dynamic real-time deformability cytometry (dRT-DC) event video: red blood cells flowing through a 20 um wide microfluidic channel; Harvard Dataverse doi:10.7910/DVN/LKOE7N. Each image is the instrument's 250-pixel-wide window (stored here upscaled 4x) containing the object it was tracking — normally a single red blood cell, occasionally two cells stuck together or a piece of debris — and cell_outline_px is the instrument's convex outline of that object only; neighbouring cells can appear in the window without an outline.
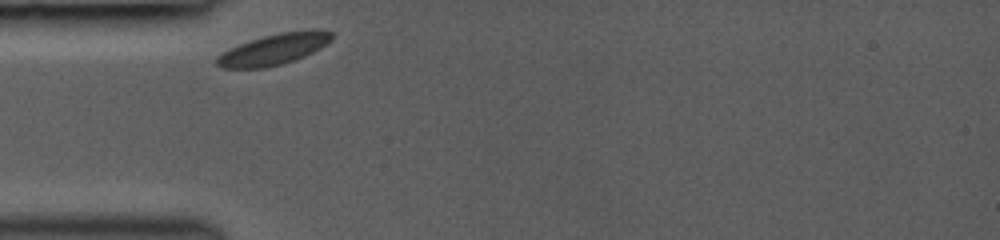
{"species": "common noctule bat (a hibernating species)", "species_latin": "Nyctalus noctula", "temperature_condition": "room temperature", "stored_images_in_passage": 28, "camera_frame_rate_fps": 3000, "um_per_image_px": 0.085, "animal": {"sex": "female", "body_mass_g": 19.0, "forearm_length_mm": 53.3}, "frame": {"image": 1, "passage_image": 1, "time_ms": 0.0, "image_size_px": [1000, 240], "cell_outline_px": [[332, 40], [320, 48], [304, 56], [280, 64], [264, 68], [220, 68], [216, 64], [216, 56], [240, 44], [264, 36], [280, 32], [312, 28], [320, 28], [332, 32]], "centroid_in_image_um": [23.32, 4.16], "position_along_channel_um": 61.7, "area_um2": 20.69}}
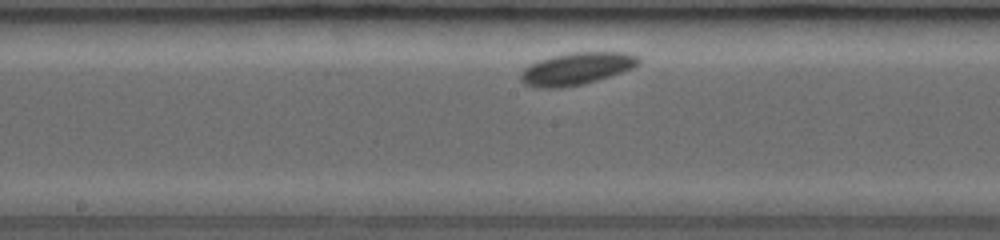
{"frame": {"image": 2, "passage_image": 12, "time_ms": 3.667, "image_size_px": [1000, 240], "cell_outline_px": [[640, 64], [632, 68], [584, 84], [560, 88], [540, 88], [524, 84], [520, 80], [520, 72], [528, 64], [552, 56], [572, 52], [624, 52], [640, 56]], "centroid_in_image_um": [48.98, 5.83], "position_along_channel_um": 199.2, "area_um2": 22.2}}
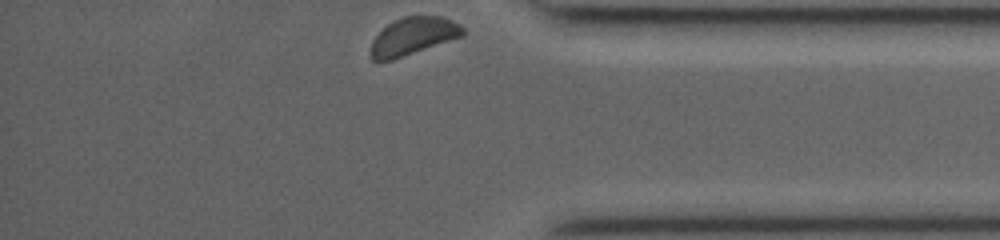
{"frame": {"image": 3, "passage_image": 28, "time_ms": 9.0, "image_size_px": [1000, 240], "cell_outline_px": [[464, 36], [392, 60], [372, 60], [372, 40], [392, 20], [404, 16], [440, 16], [460, 24], [464, 28]], "centroid_in_image_um": [35.15, 3.06], "position_along_channel_um": 400.0, "area_um2": 19.94}, "authors_computed_cell_mechanics": {"area_um2": 20.808, "velocity_mm_per_s": 3.8151, "shape_relaxation_time_tau1_ms": 0.726, "shape_relaxation_time_tau2_ms": null, "deformation_change_tau1": 0.0361, "deformation_change_tau2": null}}